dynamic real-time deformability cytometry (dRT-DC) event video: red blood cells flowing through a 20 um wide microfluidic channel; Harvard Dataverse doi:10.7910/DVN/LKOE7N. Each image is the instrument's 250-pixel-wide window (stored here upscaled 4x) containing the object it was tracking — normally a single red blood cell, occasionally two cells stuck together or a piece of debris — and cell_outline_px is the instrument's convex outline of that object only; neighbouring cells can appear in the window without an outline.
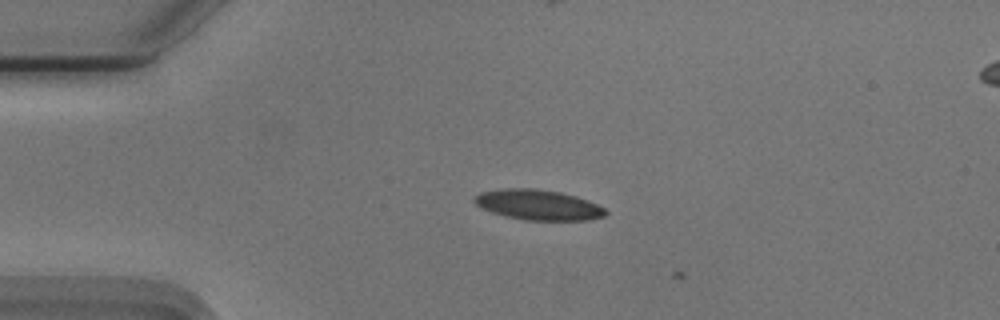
{"species": "Egyptian fruit bat (a non-hibernating species)", "species_latin": "Rousettus aegyptiacus", "temperature_condition": "cold", "stored_images_in_passage": 5, "camera_frame_rate_fps": 3000, "um_per_image_px": 0.085, "animal": {"sex": "male"}, "frame": {"image": 1, "passage_image": 4, "time_ms": 1.0, "image_size_px": [1000, 320], "cell_outline_px": [[608, 212], [604, 216], [588, 220], [524, 220], [504, 216], [480, 208], [472, 200], [472, 196], [480, 192], [500, 188], [536, 188], [560, 192], [576, 196], [588, 200], [604, 208]], "centroid_in_image_um": [45.69, 17.4], "position_along_channel_um": 39.3, "area_um2": 23.41}}